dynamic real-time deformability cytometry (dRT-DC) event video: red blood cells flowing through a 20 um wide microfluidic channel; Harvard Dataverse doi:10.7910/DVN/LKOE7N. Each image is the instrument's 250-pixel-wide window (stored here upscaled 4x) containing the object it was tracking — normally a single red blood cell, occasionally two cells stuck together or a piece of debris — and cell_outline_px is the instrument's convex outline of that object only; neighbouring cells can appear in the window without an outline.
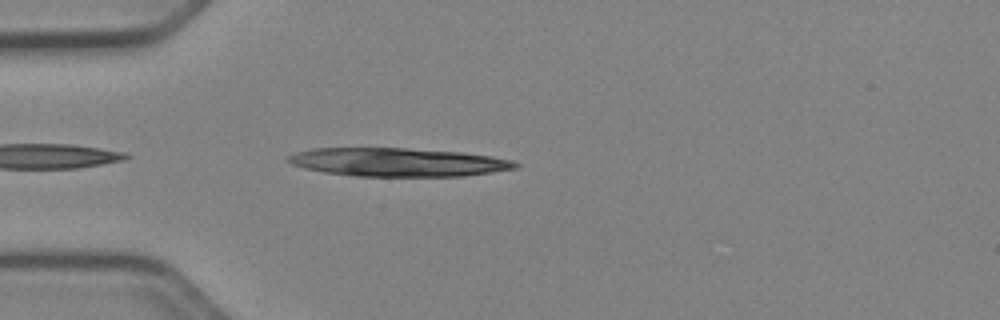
{"species": "Egyptian fruit bat (a non-hibernating species)", "species_latin": "Rousettus aegyptiacus", "temperature_condition": "cold", "stored_images_in_passage": 4, "camera_frame_rate_fps": 3000, "um_per_image_px": 0.085, "animal": {"sex": "female"}, "frame": {"image": 1, "passage_image": 2, "time_ms": 0.333, "image_size_px": [1000, 320], "cell_outline_px": [[520, 164], [516, 168], [492, 172], [464, 176], [356, 176], [324, 172], [304, 168], [292, 164], [284, 160], [288, 156], [296, 152], [312, 148], [404, 148], [464, 152], [492, 156], [512, 160]], "centroid_in_image_um": [33.82, 13.78], "position_along_channel_um": 51.2, "area_um2": 37.8}}